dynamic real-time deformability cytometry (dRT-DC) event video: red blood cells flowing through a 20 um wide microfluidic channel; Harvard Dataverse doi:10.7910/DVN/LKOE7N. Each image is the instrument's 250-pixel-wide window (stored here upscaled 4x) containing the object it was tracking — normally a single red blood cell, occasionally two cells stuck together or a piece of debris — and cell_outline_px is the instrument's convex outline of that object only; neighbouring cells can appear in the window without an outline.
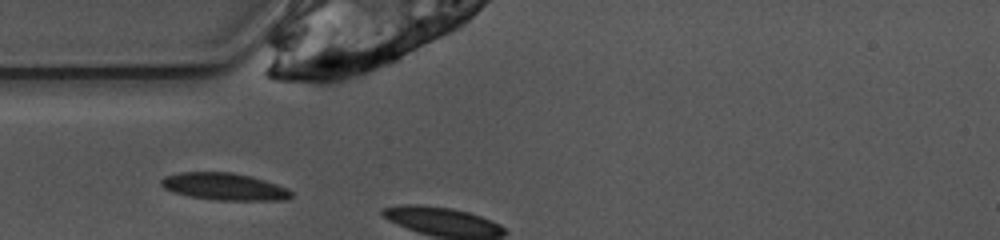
{"species": "common noctule bat (a hibernating species)", "species_latin": "Nyctalus noctula", "temperature_condition": "warm", "stored_images_in_passage": 2, "camera_frame_rate_fps": 3000, "um_per_image_px": 0.085, "animal": {"sex": "female", "body_mass_g": 10.0, "forearm_length_mm": 53.1}, "frame": {"image": 1, "passage_image": 1, "time_ms": 0.0, "image_size_px": [1000, 240], "cell_outline_px": [[292, 196], [288, 200], [220, 200], [192, 196], [172, 192], [164, 188], [160, 184], [160, 180], [164, 176], [180, 172], [232, 172], [252, 176], [288, 188], [292, 192]], "centroid_in_image_um": [19.07, 15.85], "position_along_channel_um": 65.9, "area_um2": 20.58}}